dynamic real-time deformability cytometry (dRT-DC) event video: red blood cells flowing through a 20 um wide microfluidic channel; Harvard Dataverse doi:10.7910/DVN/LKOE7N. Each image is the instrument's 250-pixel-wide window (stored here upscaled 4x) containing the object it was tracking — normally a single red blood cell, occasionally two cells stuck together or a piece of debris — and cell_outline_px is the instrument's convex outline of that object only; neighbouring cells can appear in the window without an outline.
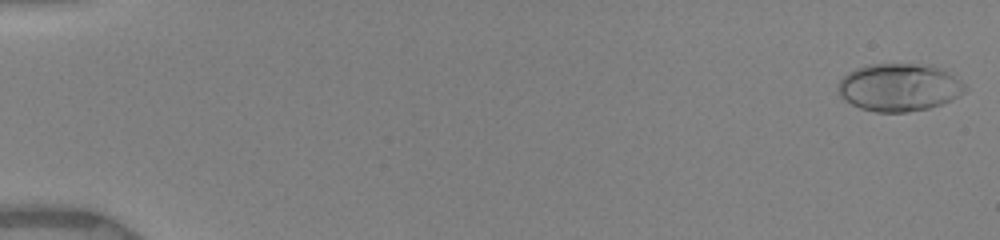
{"species": "human", "species_latin": "Homo sapiens", "temperature_condition": "warm", "stored_images_in_passage": 10, "camera_frame_rate_fps": 3000, "um_per_image_px": 0.085, "donor": {"sex": "female"}, "frame": {"image": 1, "passage_image": 1, "time_ms": 0.0, "image_size_px": [1000, 240], "cell_outline_px": [[968, 88], [964, 92], [952, 100], [928, 108], [908, 112], [876, 112], [860, 108], [844, 100], [840, 96], [836, 88], [836, 84], [848, 72], [856, 68], [872, 64], [912, 64], [936, 68], [948, 72], [960, 80]], "centroid_in_image_um": [76.38, 7.44], "position_along_channel_um": 8.6, "area_um2": 35.08}}
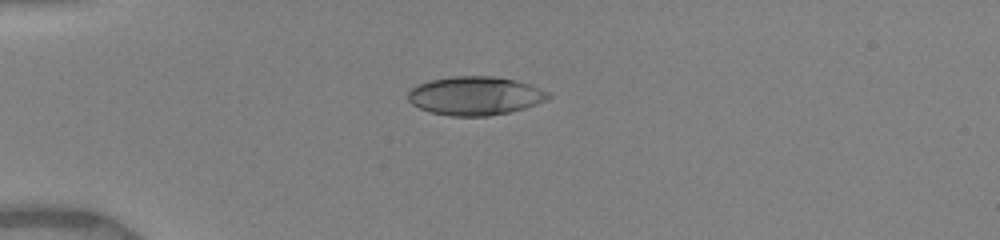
{"frame": {"image": 2, "passage_image": 9, "time_ms": 4.333, "image_size_px": [1000, 240], "cell_outline_px": [[552, 96], [536, 104], [524, 108], [508, 112], [488, 116], [448, 116], [432, 112], [420, 108], [412, 104], [408, 100], [408, 92], [416, 84], [432, 80], [452, 76], [492, 76], [516, 80], [528, 84], [548, 92]], "centroid_in_image_um": [40.36, 8.14], "position_along_channel_um": 44.6, "area_um2": 31.39}}